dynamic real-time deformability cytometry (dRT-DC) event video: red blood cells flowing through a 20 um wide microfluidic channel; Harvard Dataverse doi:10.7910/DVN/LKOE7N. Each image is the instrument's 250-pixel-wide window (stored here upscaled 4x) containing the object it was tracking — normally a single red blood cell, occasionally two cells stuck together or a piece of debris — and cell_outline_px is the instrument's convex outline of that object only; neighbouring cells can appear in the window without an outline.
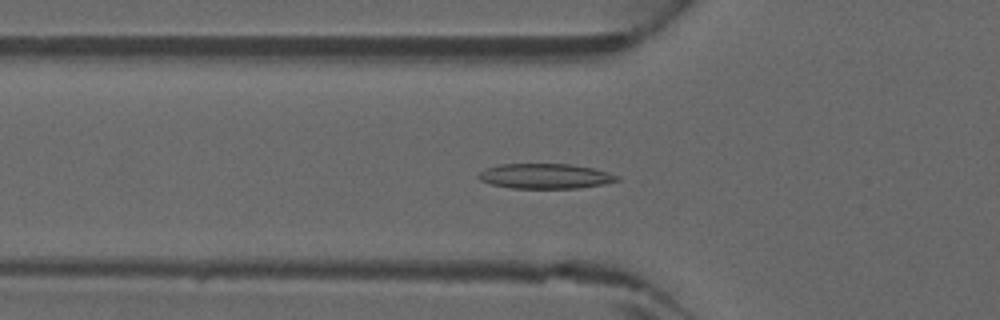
{"species": "common noctule bat (a hibernating species)", "species_latin": "Nyctalus noctula", "temperature_condition": "warm", "stored_images_in_passage": 46, "camera_frame_rate_fps": 3000, "um_per_image_px": 0.085, "animal": {"sex": "male", "forearm_length_mm": 52.5}, "frame": {"image": 1, "passage_image": 16, "time_ms": 5.0, "image_size_px": [1000, 320], "cell_outline_px": [[620, 180], [604, 184], [576, 188], [512, 188], [492, 184], [480, 180], [476, 176], [484, 168], [500, 164], [572, 164], [592, 168], [608, 172], [620, 176]], "centroid_in_image_um": [46.34, 14.96], "position_along_channel_um": 79.5, "area_um2": 20.23}}
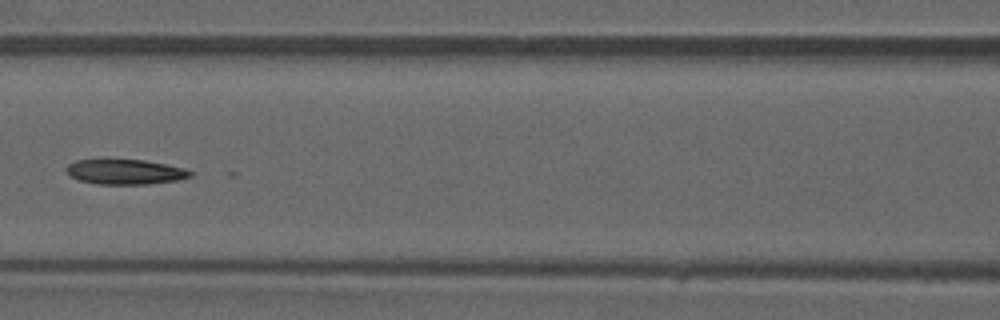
{"frame": {"image": 2, "passage_image": 21, "time_ms": 6.667, "image_size_px": [1000, 320], "cell_outline_px": [[192, 176], [176, 180], [148, 184], [96, 184], [80, 180], [72, 176], [64, 168], [68, 164], [76, 160], [104, 156], [108, 156], [144, 160], [184, 168], [192, 172]], "centroid_in_image_um": [10.55, 14.55], "position_along_channel_um": 156.0, "area_um2": 18.84}}
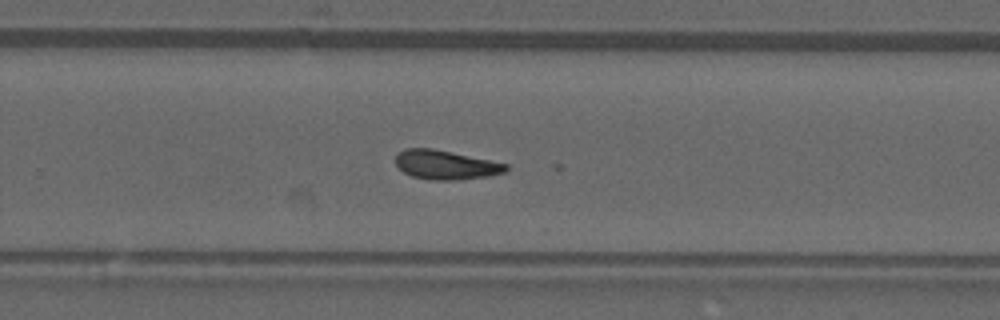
{"frame": {"image": 3, "passage_image": 30, "time_ms": 9.667, "image_size_px": [1000, 320], "cell_outline_px": [[508, 168], [504, 172], [488, 176], [456, 180], [432, 180], [412, 176], [404, 172], [396, 164], [396, 156], [404, 148], [432, 148], [508, 164]], "centroid_in_image_um": [37.87, 14.01], "position_along_channel_um": 291.9, "area_um2": 18.5}}